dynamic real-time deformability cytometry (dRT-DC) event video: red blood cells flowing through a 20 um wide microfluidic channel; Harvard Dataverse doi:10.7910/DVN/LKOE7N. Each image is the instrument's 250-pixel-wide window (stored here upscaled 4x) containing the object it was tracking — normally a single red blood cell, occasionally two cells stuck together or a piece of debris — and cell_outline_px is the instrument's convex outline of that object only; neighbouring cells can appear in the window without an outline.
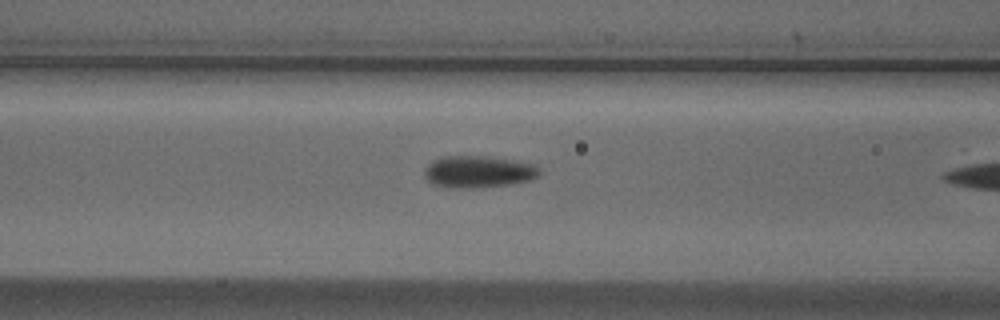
{"species": "Egyptian fruit bat (a non-hibernating species)", "species_latin": "Rousettus aegyptiacus", "temperature_condition": "cold", "stored_images_in_passage": 10, "camera_frame_rate_fps": 3000, "um_per_image_px": 0.085, "animal": {"sex": "male"}, "frame": {"image": 1, "passage_image": 9, "time_ms": 2.667, "image_size_px": [1000, 320], "cell_outline_px": [[540, 176], [532, 180], [512, 184], [476, 188], [448, 188], [432, 184], [424, 176], [424, 168], [432, 160], [440, 156], [488, 156], [536, 164], [540, 168]], "centroid_in_image_um": [40.66, 14.6], "position_along_channel_um": 125.9, "area_um2": 21.91}}